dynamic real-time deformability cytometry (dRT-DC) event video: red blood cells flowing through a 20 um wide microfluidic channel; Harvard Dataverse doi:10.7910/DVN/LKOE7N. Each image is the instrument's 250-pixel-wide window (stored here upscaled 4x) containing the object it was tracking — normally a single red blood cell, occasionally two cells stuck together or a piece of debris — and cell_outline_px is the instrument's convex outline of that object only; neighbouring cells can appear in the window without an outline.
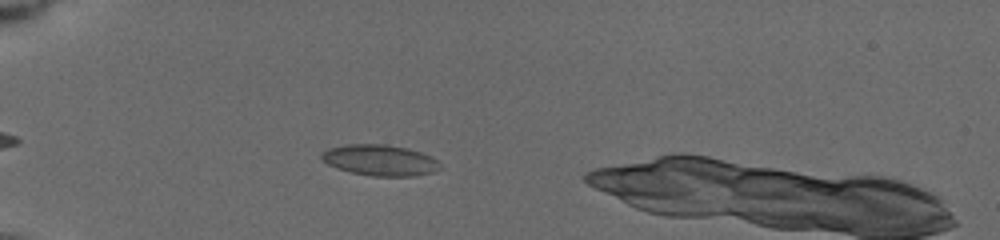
{"species": "common noctule bat (a hibernating species)", "species_latin": "Nyctalus noctula", "temperature_condition": "cold", "stored_images_in_passage": 13, "camera_frame_rate_fps": 3000, "um_per_image_px": 0.085, "animal": {"sex": "female", "body_mass_g": 19.5, "forearm_length_mm": 54.1}, "frame": {"image": 1, "passage_image": 11, "time_ms": 3.0, "image_size_px": [1000, 240], "cell_outline_px": [[440, 168], [432, 172], [416, 176], [372, 176], [352, 172], [336, 168], [320, 160], [320, 152], [328, 148], [344, 144], [384, 144], [408, 148], [432, 156], [440, 164]], "centroid_in_image_um": [32.25, 13.61], "position_along_channel_um": 52.7, "area_um2": 21.56}}